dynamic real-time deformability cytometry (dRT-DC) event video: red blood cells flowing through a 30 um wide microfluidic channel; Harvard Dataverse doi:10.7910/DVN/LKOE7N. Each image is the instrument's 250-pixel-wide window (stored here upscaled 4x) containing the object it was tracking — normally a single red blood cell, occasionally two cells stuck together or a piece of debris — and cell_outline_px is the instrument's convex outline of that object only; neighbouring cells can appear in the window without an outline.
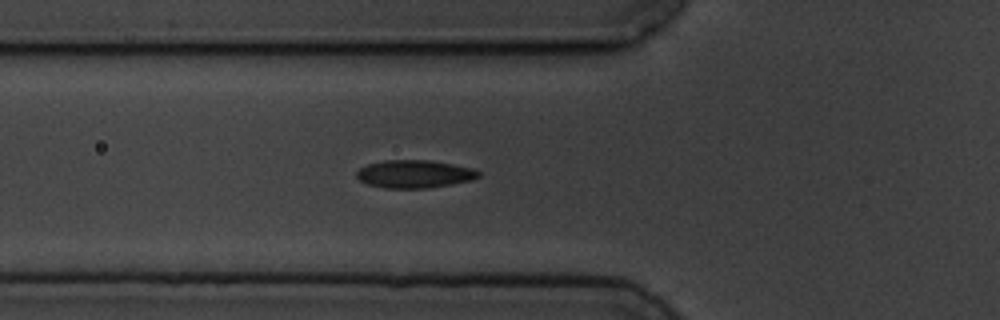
{"species": "common noctule bat (a hibernating species)", "species_latin": "Nyctalus noctula", "temperature_condition": "cold", "stored_images_in_passage": 5, "camera_frame_rate_fps": 3000, "um_per_image_px": 0.085, "animal": {"sex": "male", "body_mass_g": 19.5, "forearm_length_mm": 54.6}, "frame": {"image": 1, "passage_image": 5, "time_ms": 5.333, "image_size_px": [1000, 320], "cell_outline_px": [[480, 176], [472, 180], [452, 184], [428, 188], [384, 188], [368, 184], [360, 180], [356, 176], [356, 172], [360, 168], [368, 164], [384, 160], [428, 160], [452, 164], [472, 168], [480, 172]], "centroid_in_image_um": [35.23, 14.79], "position_along_channel_um": 90.6, "area_um2": 19.77}}